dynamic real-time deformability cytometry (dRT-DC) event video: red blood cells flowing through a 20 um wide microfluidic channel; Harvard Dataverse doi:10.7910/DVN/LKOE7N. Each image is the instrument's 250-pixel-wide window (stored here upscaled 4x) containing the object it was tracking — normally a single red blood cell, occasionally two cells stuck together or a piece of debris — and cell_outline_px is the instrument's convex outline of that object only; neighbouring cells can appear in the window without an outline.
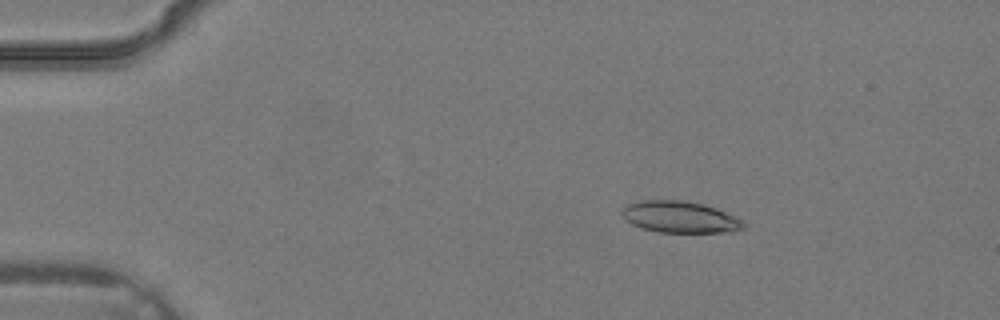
{"species": "common noctule bat (a hibernating species)", "species_latin": "Nyctalus noctula", "temperature_condition": "warm", "stored_images_in_passage": 36, "camera_frame_rate_fps": 3000, "um_per_image_px": 0.085, "animal": {"sex": "male", "body_mass_g": 19.2, "forearm_length_mm": 51.8}, "frame": {"image": 1, "passage_image": 6, "time_ms": 1.667, "image_size_px": [1000, 320], "cell_outline_px": [[748, 224], [744, 228], [732, 232], [660, 232], [640, 228], [632, 224], [620, 212], [628, 204], [640, 200], [684, 200], [704, 204], [716, 208], [744, 220]], "centroid_in_image_um": [57.85, 18.44], "position_along_channel_um": 27.2, "area_um2": 22.48}}
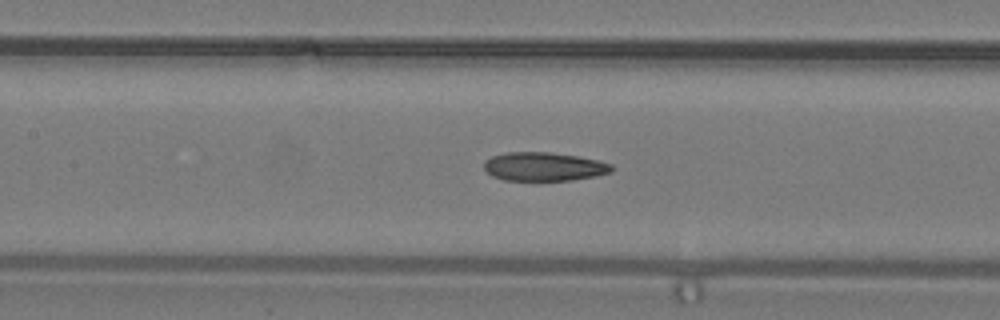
{"frame": {"image": 2, "passage_image": 17, "time_ms": 5.333, "image_size_px": [1000, 320], "cell_outline_px": [[616, 168], [612, 172], [596, 176], [572, 180], [504, 180], [492, 176], [484, 168], [484, 160], [492, 156], [508, 152], [552, 152], [576, 156], [596, 160], [612, 164]], "centroid_in_image_um": [46.25, 14.16], "position_along_channel_um": 161.1, "area_um2": 21.39}}
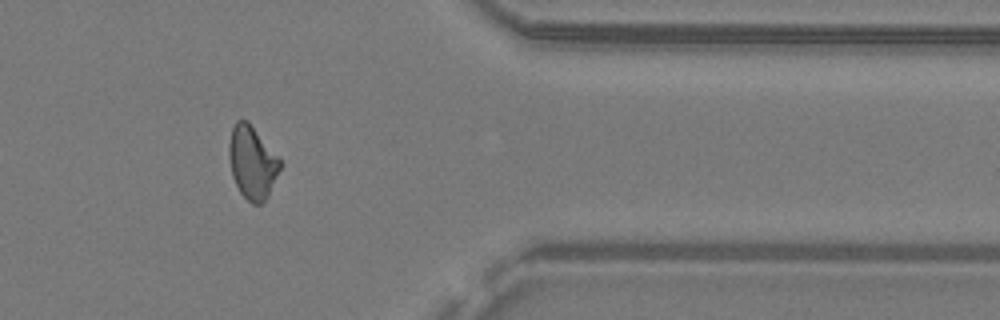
{"frame": {"image": 3, "passage_image": 30, "time_ms": 9.667, "image_size_px": [1000, 320], "cell_outline_px": [[284, 164], [268, 196], [260, 204], [252, 204], [240, 192], [232, 176], [228, 156], [228, 144], [232, 128], [236, 120], [248, 120]], "centroid_in_image_um": [21.45, 13.8], "position_along_channel_um": 390.0, "area_um2": 21.91}}